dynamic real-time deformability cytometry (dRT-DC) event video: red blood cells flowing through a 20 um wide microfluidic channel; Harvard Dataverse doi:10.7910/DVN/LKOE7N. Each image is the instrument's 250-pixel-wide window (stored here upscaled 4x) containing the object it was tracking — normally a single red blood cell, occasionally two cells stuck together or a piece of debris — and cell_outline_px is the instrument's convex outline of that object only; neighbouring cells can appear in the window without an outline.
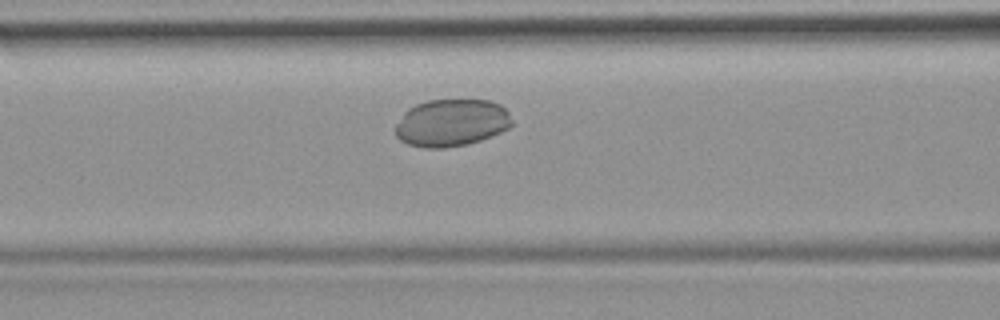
{"species": "common noctule bat (a hibernating species)", "species_latin": "Nyctalus noctula", "temperature_condition": "room temperature", "stored_images_in_passage": 33, "camera_frame_rate_fps": 3000, "um_per_image_px": 0.085, "animal": {"sex": "female", "body_mass_g": 19.9}, "frame": {"image": 1, "passage_image": 9, "time_ms": 2.667, "image_size_px": [1000, 320], "cell_outline_px": [[512, 124], [508, 128], [492, 136], [468, 144], [444, 148], [424, 148], [408, 144], [400, 140], [396, 136], [396, 124], [404, 112], [408, 108], [416, 104], [428, 100], [492, 100], [500, 104], [508, 112], [512, 120]], "centroid_in_image_um": [38.37, 10.44], "position_along_channel_um": 128.2, "area_um2": 32.25}}
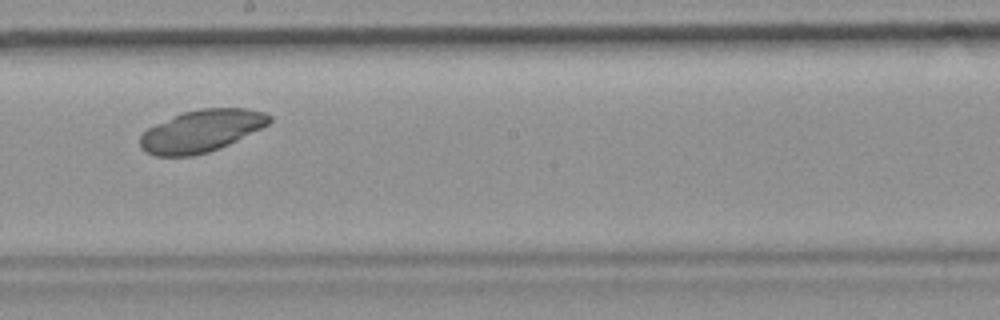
{"frame": {"image": 2, "passage_image": 17, "time_ms": 5.333, "image_size_px": [1000, 320], "cell_outline_px": [[272, 120], [268, 124], [220, 148], [208, 152], [192, 156], [156, 156], [140, 148], [140, 136], [148, 128], [156, 124], [184, 112], [200, 108], [244, 108], [264, 112], [272, 116]], "centroid_in_image_um": [17.11, 11.13], "position_along_channel_um": 231.1, "area_um2": 31.33}}
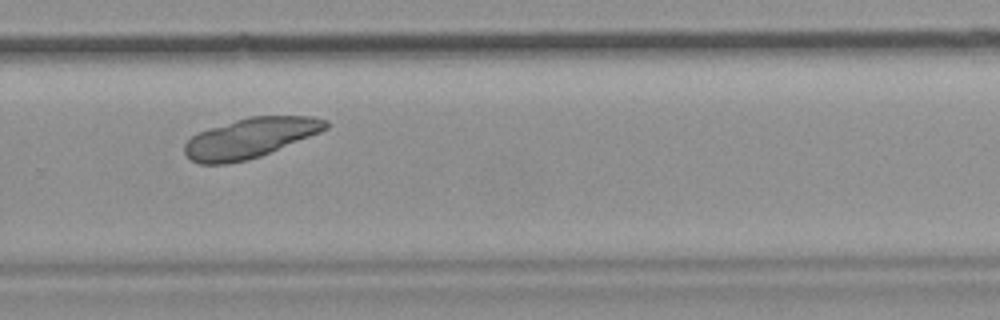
{"frame": {"image": 3, "passage_image": 23, "time_ms": 7.333, "image_size_px": [1000, 320], "cell_outline_px": [[328, 128], [320, 132], [260, 156], [248, 160], [228, 164], [200, 164], [192, 160], [184, 152], [184, 144], [192, 136], [200, 132], [236, 120], [252, 116], [312, 116], [328, 120]], "centroid_in_image_um": [21.28, 11.73], "position_along_channel_um": 308.5, "area_um2": 32.43}}